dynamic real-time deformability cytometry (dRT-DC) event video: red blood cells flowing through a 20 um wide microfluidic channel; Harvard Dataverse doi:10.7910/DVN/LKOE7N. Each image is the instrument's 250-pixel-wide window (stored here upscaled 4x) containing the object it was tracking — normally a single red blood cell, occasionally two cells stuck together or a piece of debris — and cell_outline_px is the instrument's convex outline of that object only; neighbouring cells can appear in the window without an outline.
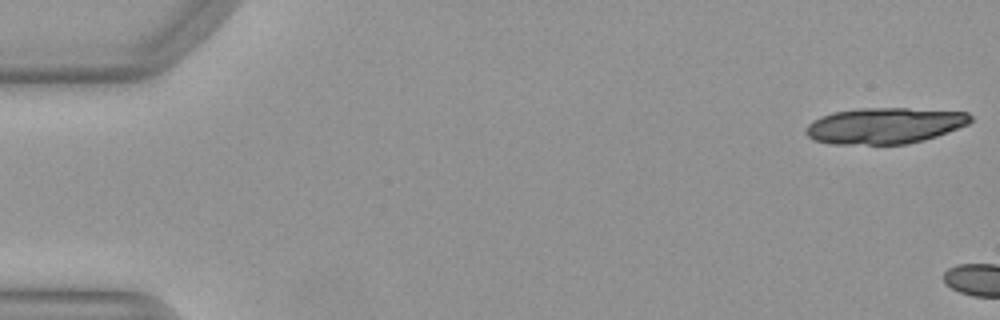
{"species": "Egyptian fruit bat (a non-hibernating species)", "species_latin": "Rousettus aegyptiacus", "temperature_condition": "warm", "stored_images_in_passage": 5, "camera_frame_rate_fps": 3000, "um_per_image_px": 0.085, "animal": {"sex": "female"}, "frame": {"image": 1, "passage_image": 1, "time_ms": 0.0, "image_size_px": [1000, 320], "cell_outline_px": [[972, 120], [968, 124], [936, 136], [924, 140], [908, 144], [828, 144], [812, 140], [804, 132], [808, 124], [812, 120], [820, 116], [832, 112], [856, 108], [908, 108], [968, 112], [972, 116]], "centroid_in_image_um": [75.14, 10.68], "position_along_channel_um": 9.9, "area_um2": 34.91}}